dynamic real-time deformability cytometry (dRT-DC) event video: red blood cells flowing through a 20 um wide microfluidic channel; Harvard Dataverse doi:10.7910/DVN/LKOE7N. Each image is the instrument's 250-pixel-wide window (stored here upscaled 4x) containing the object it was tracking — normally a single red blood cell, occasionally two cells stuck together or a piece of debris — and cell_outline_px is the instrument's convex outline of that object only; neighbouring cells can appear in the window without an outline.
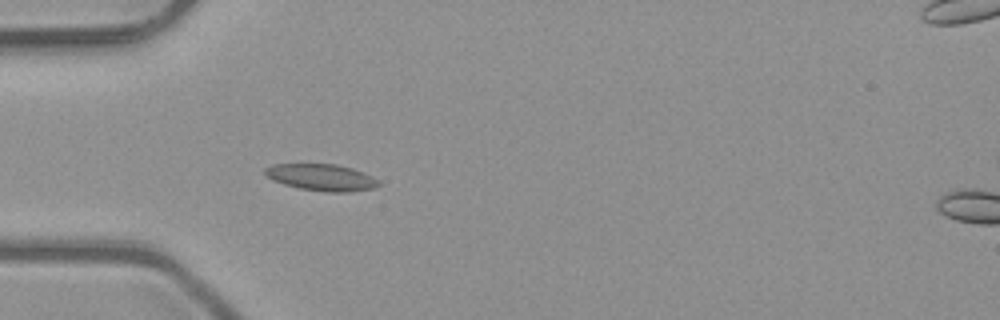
{"species": "common noctule bat (a hibernating species)", "species_latin": "Nyctalus noctula", "temperature_condition": "room temperature", "stored_images_in_passage": 4, "camera_frame_rate_fps": 3000, "um_per_image_px": 0.085, "animal": {"sex": "male", "body_mass_g": 23.1, "forearm_length_mm": 52.7}, "frame": {"image": 1, "passage_image": 3, "time_ms": 0.667, "image_size_px": [1000, 320], "cell_outline_px": [[380, 184], [376, 188], [352, 192], [324, 192], [300, 188], [284, 184], [272, 180], [264, 172], [264, 168], [272, 164], [336, 164], [352, 168], [372, 176], [380, 180]], "centroid_in_image_um": [27.36, 15.08], "position_along_channel_um": 57.6, "area_um2": 17.8}}